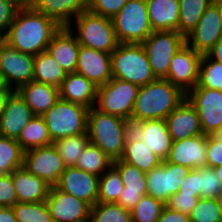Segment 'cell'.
<instances>
[{
  "label": "cell",
  "instance_id": "obj_1",
  "mask_svg": "<svg viewBox=\"0 0 222 222\" xmlns=\"http://www.w3.org/2000/svg\"><path fill=\"white\" fill-rule=\"evenodd\" d=\"M60 28L54 20L34 8L18 9L4 41L22 53L35 56L47 50Z\"/></svg>",
  "mask_w": 222,
  "mask_h": 222
},
{
  "label": "cell",
  "instance_id": "obj_2",
  "mask_svg": "<svg viewBox=\"0 0 222 222\" xmlns=\"http://www.w3.org/2000/svg\"><path fill=\"white\" fill-rule=\"evenodd\" d=\"M186 94L164 78H157L139 88L131 114V124L152 119H165Z\"/></svg>",
  "mask_w": 222,
  "mask_h": 222
},
{
  "label": "cell",
  "instance_id": "obj_3",
  "mask_svg": "<svg viewBox=\"0 0 222 222\" xmlns=\"http://www.w3.org/2000/svg\"><path fill=\"white\" fill-rule=\"evenodd\" d=\"M131 130V122L124 118L104 113L95 106L88 110L87 133L90 143L97 146L112 161L121 158L127 135Z\"/></svg>",
  "mask_w": 222,
  "mask_h": 222
},
{
  "label": "cell",
  "instance_id": "obj_4",
  "mask_svg": "<svg viewBox=\"0 0 222 222\" xmlns=\"http://www.w3.org/2000/svg\"><path fill=\"white\" fill-rule=\"evenodd\" d=\"M112 78L142 87L157 78L142 43H120L111 53Z\"/></svg>",
  "mask_w": 222,
  "mask_h": 222
},
{
  "label": "cell",
  "instance_id": "obj_5",
  "mask_svg": "<svg viewBox=\"0 0 222 222\" xmlns=\"http://www.w3.org/2000/svg\"><path fill=\"white\" fill-rule=\"evenodd\" d=\"M68 28L76 36L80 45L111 54L120 44L113 21L89 10L73 19ZM75 24V25H74ZM76 27V32L74 28Z\"/></svg>",
  "mask_w": 222,
  "mask_h": 222
},
{
  "label": "cell",
  "instance_id": "obj_6",
  "mask_svg": "<svg viewBox=\"0 0 222 222\" xmlns=\"http://www.w3.org/2000/svg\"><path fill=\"white\" fill-rule=\"evenodd\" d=\"M88 110L84 105L59 99L42 115L51 140L87 133Z\"/></svg>",
  "mask_w": 222,
  "mask_h": 222
},
{
  "label": "cell",
  "instance_id": "obj_7",
  "mask_svg": "<svg viewBox=\"0 0 222 222\" xmlns=\"http://www.w3.org/2000/svg\"><path fill=\"white\" fill-rule=\"evenodd\" d=\"M112 21L120 43H143L153 32L146 0H128Z\"/></svg>",
  "mask_w": 222,
  "mask_h": 222
},
{
  "label": "cell",
  "instance_id": "obj_8",
  "mask_svg": "<svg viewBox=\"0 0 222 222\" xmlns=\"http://www.w3.org/2000/svg\"><path fill=\"white\" fill-rule=\"evenodd\" d=\"M137 85L117 78L98 87L95 107L107 114L131 121V114L138 95Z\"/></svg>",
  "mask_w": 222,
  "mask_h": 222
},
{
  "label": "cell",
  "instance_id": "obj_9",
  "mask_svg": "<svg viewBox=\"0 0 222 222\" xmlns=\"http://www.w3.org/2000/svg\"><path fill=\"white\" fill-rule=\"evenodd\" d=\"M186 43L177 31H153L142 43L156 78H165L173 56Z\"/></svg>",
  "mask_w": 222,
  "mask_h": 222
},
{
  "label": "cell",
  "instance_id": "obj_10",
  "mask_svg": "<svg viewBox=\"0 0 222 222\" xmlns=\"http://www.w3.org/2000/svg\"><path fill=\"white\" fill-rule=\"evenodd\" d=\"M222 37V0H213L193 31L186 36V43L197 53L206 55Z\"/></svg>",
  "mask_w": 222,
  "mask_h": 222
},
{
  "label": "cell",
  "instance_id": "obj_11",
  "mask_svg": "<svg viewBox=\"0 0 222 222\" xmlns=\"http://www.w3.org/2000/svg\"><path fill=\"white\" fill-rule=\"evenodd\" d=\"M190 171L189 167L162 160L160 165L146 173L147 194L166 204L172 195L178 193Z\"/></svg>",
  "mask_w": 222,
  "mask_h": 222
},
{
  "label": "cell",
  "instance_id": "obj_12",
  "mask_svg": "<svg viewBox=\"0 0 222 222\" xmlns=\"http://www.w3.org/2000/svg\"><path fill=\"white\" fill-rule=\"evenodd\" d=\"M23 167L43 179L50 188L58 184L59 177L66 169L63 159L53 144L25 151Z\"/></svg>",
  "mask_w": 222,
  "mask_h": 222
},
{
  "label": "cell",
  "instance_id": "obj_13",
  "mask_svg": "<svg viewBox=\"0 0 222 222\" xmlns=\"http://www.w3.org/2000/svg\"><path fill=\"white\" fill-rule=\"evenodd\" d=\"M186 98L198 113L204 135H212L222 128V91L195 87Z\"/></svg>",
  "mask_w": 222,
  "mask_h": 222
},
{
  "label": "cell",
  "instance_id": "obj_14",
  "mask_svg": "<svg viewBox=\"0 0 222 222\" xmlns=\"http://www.w3.org/2000/svg\"><path fill=\"white\" fill-rule=\"evenodd\" d=\"M0 72L7 85L17 90L33 80L34 56L22 53L3 41L0 45Z\"/></svg>",
  "mask_w": 222,
  "mask_h": 222
},
{
  "label": "cell",
  "instance_id": "obj_15",
  "mask_svg": "<svg viewBox=\"0 0 222 222\" xmlns=\"http://www.w3.org/2000/svg\"><path fill=\"white\" fill-rule=\"evenodd\" d=\"M201 57V54L185 43L173 56L168 74L164 79L187 94L198 84Z\"/></svg>",
  "mask_w": 222,
  "mask_h": 222
},
{
  "label": "cell",
  "instance_id": "obj_16",
  "mask_svg": "<svg viewBox=\"0 0 222 222\" xmlns=\"http://www.w3.org/2000/svg\"><path fill=\"white\" fill-rule=\"evenodd\" d=\"M45 202L55 222H89L91 205L56 187L50 188Z\"/></svg>",
  "mask_w": 222,
  "mask_h": 222
},
{
  "label": "cell",
  "instance_id": "obj_17",
  "mask_svg": "<svg viewBox=\"0 0 222 222\" xmlns=\"http://www.w3.org/2000/svg\"><path fill=\"white\" fill-rule=\"evenodd\" d=\"M55 187L91 206L98 202L99 177L75 167H66Z\"/></svg>",
  "mask_w": 222,
  "mask_h": 222
},
{
  "label": "cell",
  "instance_id": "obj_18",
  "mask_svg": "<svg viewBox=\"0 0 222 222\" xmlns=\"http://www.w3.org/2000/svg\"><path fill=\"white\" fill-rule=\"evenodd\" d=\"M75 72L100 87L112 79L111 54L80 45Z\"/></svg>",
  "mask_w": 222,
  "mask_h": 222
},
{
  "label": "cell",
  "instance_id": "obj_19",
  "mask_svg": "<svg viewBox=\"0 0 222 222\" xmlns=\"http://www.w3.org/2000/svg\"><path fill=\"white\" fill-rule=\"evenodd\" d=\"M165 160L190 169L206 167V135L201 134L173 141Z\"/></svg>",
  "mask_w": 222,
  "mask_h": 222
},
{
  "label": "cell",
  "instance_id": "obj_20",
  "mask_svg": "<svg viewBox=\"0 0 222 222\" xmlns=\"http://www.w3.org/2000/svg\"><path fill=\"white\" fill-rule=\"evenodd\" d=\"M113 166L120 173L124 185L116 203L125 209L132 210L140 199L147 195L146 173L120 159L113 161Z\"/></svg>",
  "mask_w": 222,
  "mask_h": 222
},
{
  "label": "cell",
  "instance_id": "obj_21",
  "mask_svg": "<svg viewBox=\"0 0 222 222\" xmlns=\"http://www.w3.org/2000/svg\"><path fill=\"white\" fill-rule=\"evenodd\" d=\"M34 116L25 100L15 90L0 114V136L17 140L23 128Z\"/></svg>",
  "mask_w": 222,
  "mask_h": 222
},
{
  "label": "cell",
  "instance_id": "obj_22",
  "mask_svg": "<svg viewBox=\"0 0 222 222\" xmlns=\"http://www.w3.org/2000/svg\"><path fill=\"white\" fill-rule=\"evenodd\" d=\"M165 121L172 141L203 134L198 113L187 98L165 118Z\"/></svg>",
  "mask_w": 222,
  "mask_h": 222
},
{
  "label": "cell",
  "instance_id": "obj_23",
  "mask_svg": "<svg viewBox=\"0 0 222 222\" xmlns=\"http://www.w3.org/2000/svg\"><path fill=\"white\" fill-rule=\"evenodd\" d=\"M132 131L161 160L167 158L173 141L167 129L165 119H152L132 123Z\"/></svg>",
  "mask_w": 222,
  "mask_h": 222
},
{
  "label": "cell",
  "instance_id": "obj_24",
  "mask_svg": "<svg viewBox=\"0 0 222 222\" xmlns=\"http://www.w3.org/2000/svg\"><path fill=\"white\" fill-rule=\"evenodd\" d=\"M47 50L66 73L76 71L80 44L68 27L60 28Z\"/></svg>",
  "mask_w": 222,
  "mask_h": 222
},
{
  "label": "cell",
  "instance_id": "obj_25",
  "mask_svg": "<svg viewBox=\"0 0 222 222\" xmlns=\"http://www.w3.org/2000/svg\"><path fill=\"white\" fill-rule=\"evenodd\" d=\"M16 91L38 116H42L60 99L58 87L34 80L21 85Z\"/></svg>",
  "mask_w": 222,
  "mask_h": 222
},
{
  "label": "cell",
  "instance_id": "obj_26",
  "mask_svg": "<svg viewBox=\"0 0 222 222\" xmlns=\"http://www.w3.org/2000/svg\"><path fill=\"white\" fill-rule=\"evenodd\" d=\"M97 89L90 80L76 72L67 73L59 87L60 99L92 108L96 105Z\"/></svg>",
  "mask_w": 222,
  "mask_h": 222
},
{
  "label": "cell",
  "instance_id": "obj_27",
  "mask_svg": "<svg viewBox=\"0 0 222 222\" xmlns=\"http://www.w3.org/2000/svg\"><path fill=\"white\" fill-rule=\"evenodd\" d=\"M34 9L59 26L68 27L76 16L89 9V0H38Z\"/></svg>",
  "mask_w": 222,
  "mask_h": 222
},
{
  "label": "cell",
  "instance_id": "obj_28",
  "mask_svg": "<svg viewBox=\"0 0 222 222\" xmlns=\"http://www.w3.org/2000/svg\"><path fill=\"white\" fill-rule=\"evenodd\" d=\"M11 177L16 189L17 202L33 203L47 199L50 187L43 179L31 174L24 167L15 169Z\"/></svg>",
  "mask_w": 222,
  "mask_h": 222
},
{
  "label": "cell",
  "instance_id": "obj_29",
  "mask_svg": "<svg viewBox=\"0 0 222 222\" xmlns=\"http://www.w3.org/2000/svg\"><path fill=\"white\" fill-rule=\"evenodd\" d=\"M153 31H177L179 27L178 0H146Z\"/></svg>",
  "mask_w": 222,
  "mask_h": 222
},
{
  "label": "cell",
  "instance_id": "obj_30",
  "mask_svg": "<svg viewBox=\"0 0 222 222\" xmlns=\"http://www.w3.org/2000/svg\"><path fill=\"white\" fill-rule=\"evenodd\" d=\"M120 160L147 173L161 164L162 160L132 130L128 133Z\"/></svg>",
  "mask_w": 222,
  "mask_h": 222
},
{
  "label": "cell",
  "instance_id": "obj_31",
  "mask_svg": "<svg viewBox=\"0 0 222 222\" xmlns=\"http://www.w3.org/2000/svg\"><path fill=\"white\" fill-rule=\"evenodd\" d=\"M67 73L54 60L48 50L34 56L33 80L60 87Z\"/></svg>",
  "mask_w": 222,
  "mask_h": 222
},
{
  "label": "cell",
  "instance_id": "obj_32",
  "mask_svg": "<svg viewBox=\"0 0 222 222\" xmlns=\"http://www.w3.org/2000/svg\"><path fill=\"white\" fill-rule=\"evenodd\" d=\"M17 142L24 152L53 144L43 117L35 115L23 128Z\"/></svg>",
  "mask_w": 222,
  "mask_h": 222
},
{
  "label": "cell",
  "instance_id": "obj_33",
  "mask_svg": "<svg viewBox=\"0 0 222 222\" xmlns=\"http://www.w3.org/2000/svg\"><path fill=\"white\" fill-rule=\"evenodd\" d=\"M179 27L178 33L188 36L196 27L205 10L213 0H178Z\"/></svg>",
  "mask_w": 222,
  "mask_h": 222
},
{
  "label": "cell",
  "instance_id": "obj_34",
  "mask_svg": "<svg viewBox=\"0 0 222 222\" xmlns=\"http://www.w3.org/2000/svg\"><path fill=\"white\" fill-rule=\"evenodd\" d=\"M112 165L113 161L97 146L89 142L74 167L100 177Z\"/></svg>",
  "mask_w": 222,
  "mask_h": 222
},
{
  "label": "cell",
  "instance_id": "obj_35",
  "mask_svg": "<svg viewBox=\"0 0 222 222\" xmlns=\"http://www.w3.org/2000/svg\"><path fill=\"white\" fill-rule=\"evenodd\" d=\"M89 142L88 133H82L57 139L53 142V145L57 149L59 156L63 159L65 166L74 167L78 161V157Z\"/></svg>",
  "mask_w": 222,
  "mask_h": 222
},
{
  "label": "cell",
  "instance_id": "obj_36",
  "mask_svg": "<svg viewBox=\"0 0 222 222\" xmlns=\"http://www.w3.org/2000/svg\"><path fill=\"white\" fill-rule=\"evenodd\" d=\"M24 151L16 139L0 136V175L23 167Z\"/></svg>",
  "mask_w": 222,
  "mask_h": 222
},
{
  "label": "cell",
  "instance_id": "obj_37",
  "mask_svg": "<svg viewBox=\"0 0 222 222\" xmlns=\"http://www.w3.org/2000/svg\"><path fill=\"white\" fill-rule=\"evenodd\" d=\"M124 189L118 170L112 165L99 177L98 202L116 203Z\"/></svg>",
  "mask_w": 222,
  "mask_h": 222
},
{
  "label": "cell",
  "instance_id": "obj_38",
  "mask_svg": "<svg viewBox=\"0 0 222 222\" xmlns=\"http://www.w3.org/2000/svg\"><path fill=\"white\" fill-rule=\"evenodd\" d=\"M89 222H132L131 211L117 203L97 202L91 206Z\"/></svg>",
  "mask_w": 222,
  "mask_h": 222
},
{
  "label": "cell",
  "instance_id": "obj_39",
  "mask_svg": "<svg viewBox=\"0 0 222 222\" xmlns=\"http://www.w3.org/2000/svg\"><path fill=\"white\" fill-rule=\"evenodd\" d=\"M195 87L222 91V63L202 55L199 65V80Z\"/></svg>",
  "mask_w": 222,
  "mask_h": 222
},
{
  "label": "cell",
  "instance_id": "obj_40",
  "mask_svg": "<svg viewBox=\"0 0 222 222\" xmlns=\"http://www.w3.org/2000/svg\"><path fill=\"white\" fill-rule=\"evenodd\" d=\"M12 208L17 222L53 221L45 201L33 203L17 202Z\"/></svg>",
  "mask_w": 222,
  "mask_h": 222
},
{
  "label": "cell",
  "instance_id": "obj_41",
  "mask_svg": "<svg viewBox=\"0 0 222 222\" xmlns=\"http://www.w3.org/2000/svg\"><path fill=\"white\" fill-rule=\"evenodd\" d=\"M165 203L150 195H144L135 207L130 210L132 222H157Z\"/></svg>",
  "mask_w": 222,
  "mask_h": 222
},
{
  "label": "cell",
  "instance_id": "obj_42",
  "mask_svg": "<svg viewBox=\"0 0 222 222\" xmlns=\"http://www.w3.org/2000/svg\"><path fill=\"white\" fill-rule=\"evenodd\" d=\"M189 218L191 222H222L217 199L199 198Z\"/></svg>",
  "mask_w": 222,
  "mask_h": 222
},
{
  "label": "cell",
  "instance_id": "obj_43",
  "mask_svg": "<svg viewBox=\"0 0 222 222\" xmlns=\"http://www.w3.org/2000/svg\"><path fill=\"white\" fill-rule=\"evenodd\" d=\"M222 194V183L214 168H199V196L201 198L217 199Z\"/></svg>",
  "mask_w": 222,
  "mask_h": 222
},
{
  "label": "cell",
  "instance_id": "obj_44",
  "mask_svg": "<svg viewBox=\"0 0 222 222\" xmlns=\"http://www.w3.org/2000/svg\"><path fill=\"white\" fill-rule=\"evenodd\" d=\"M128 0H89V11L113 19Z\"/></svg>",
  "mask_w": 222,
  "mask_h": 222
},
{
  "label": "cell",
  "instance_id": "obj_45",
  "mask_svg": "<svg viewBox=\"0 0 222 222\" xmlns=\"http://www.w3.org/2000/svg\"><path fill=\"white\" fill-rule=\"evenodd\" d=\"M16 203V189L11 174L0 175V207H13Z\"/></svg>",
  "mask_w": 222,
  "mask_h": 222
},
{
  "label": "cell",
  "instance_id": "obj_46",
  "mask_svg": "<svg viewBox=\"0 0 222 222\" xmlns=\"http://www.w3.org/2000/svg\"><path fill=\"white\" fill-rule=\"evenodd\" d=\"M199 198L201 197H193L191 195L177 193L172 195L165 205L172 210L189 215Z\"/></svg>",
  "mask_w": 222,
  "mask_h": 222
},
{
  "label": "cell",
  "instance_id": "obj_47",
  "mask_svg": "<svg viewBox=\"0 0 222 222\" xmlns=\"http://www.w3.org/2000/svg\"><path fill=\"white\" fill-rule=\"evenodd\" d=\"M19 8L9 0H0V34L4 37Z\"/></svg>",
  "mask_w": 222,
  "mask_h": 222
},
{
  "label": "cell",
  "instance_id": "obj_48",
  "mask_svg": "<svg viewBox=\"0 0 222 222\" xmlns=\"http://www.w3.org/2000/svg\"><path fill=\"white\" fill-rule=\"evenodd\" d=\"M206 167L214 168L222 165V144L211 135L206 136Z\"/></svg>",
  "mask_w": 222,
  "mask_h": 222
},
{
  "label": "cell",
  "instance_id": "obj_49",
  "mask_svg": "<svg viewBox=\"0 0 222 222\" xmlns=\"http://www.w3.org/2000/svg\"><path fill=\"white\" fill-rule=\"evenodd\" d=\"M178 193L187 194L193 197L199 196V168L191 169L185 180L182 182Z\"/></svg>",
  "mask_w": 222,
  "mask_h": 222
},
{
  "label": "cell",
  "instance_id": "obj_50",
  "mask_svg": "<svg viewBox=\"0 0 222 222\" xmlns=\"http://www.w3.org/2000/svg\"><path fill=\"white\" fill-rule=\"evenodd\" d=\"M157 222H191V220L189 215L172 210L165 205Z\"/></svg>",
  "mask_w": 222,
  "mask_h": 222
},
{
  "label": "cell",
  "instance_id": "obj_51",
  "mask_svg": "<svg viewBox=\"0 0 222 222\" xmlns=\"http://www.w3.org/2000/svg\"><path fill=\"white\" fill-rule=\"evenodd\" d=\"M0 222H17L12 207H0Z\"/></svg>",
  "mask_w": 222,
  "mask_h": 222
},
{
  "label": "cell",
  "instance_id": "obj_52",
  "mask_svg": "<svg viewBox=\"0 0 222 222\" xmlns=\"http://www.w3.org/2000/svg\"><path fill=\"white\" fill-rule=\"evenodd\" d=\"M207 55L213 60L222 63V37L216 42L215 46Z\"/></svg>",
  "mask_w": 222,
  "mask_h": 222
},
{
  "label": "cell",
  "instance_id": "obj_53",
  "mask_svg": "<svg viewBox=\"0 0 222 222\" xmlns=\"http://www.w3.org/2000/svg\"><path fill=\"white\" fill-rule=\"evenodd\" d=\"M15 91L12 87H3L0 89V114L2 113L8 98Z\"/></svg>",
  "mask_w": 222,
  "mask_h": 222
},
{
  "label": "cell",
  "instance_id": "obj_54",
  "mask_svg": "<svg viewBox=\"0 0 222 222\" xmlns=\"http://www.w3.org/2000/svg\"><path fill=\"white\" fill-rule=\"evenodd\" d=\"M19 9L34 8L38 0H9Z\"/></svg>",
  "mask_w": 222,
  "mask_h": 222
},
{
  "label": "cell",
  "instance_id": "obj_55",
  "mask_svg": "<svg viewBox=\"0 0 222 222\" xmlns=\"http://www.w3.org/2000/svg\"><path fill=\"white\" fill-rule=\"evenodd\" d=\"M216 141L222 144V128L211 135Z\"/></svg>",
  "mask_w": 222,
  "mask_h": 222
},
{
  "label": "cell",
  "instance_id": "obj_56",
  "mask_svg": "<svg viewBox=\"0 0 222 222\" xmlns=\"http://www.w3.org/2000/svg\"><path fill=\"white\" fill-rule=\"evenodd\" d=\"M214 170H215V173H216L218 179L222 183V165L214 167Z\"/></svg>",
  "mask_w": 222,
  "mask_h": 222
},
{
  "label": "cell",
  "instance_id": "obj_57",
  "mask_svg": "<svg viewBox=\"0 0 222 222\" xmlns=\"http://www.w3.org/2000/svg\"><path fill=\"white\" fill-rule=\"evenodd\" d=\"M3 87H10V86L7 85V83H6L5 79H4V76L0 72V89L3 88Z\"/></svg>",
  "mask_w": 222,
  "mask_h": 222
},
{
  "label": "cell",
  "instance_id": "obj_58",
  "mask_svg": "<svg viewBox=\"0 0 222 222\" xmlns=\"http://www.w3.org/2000/svg\"><path fill=\"white\" fill-rule=\"evenodd\" d=\"M217 203H218L220 213H221V216H222V194L217 198Z\"/></svg>",
  "mask_w": 222,
  "mask_h": 222
},
{
  "label": "cell",
  "instance_id": "obj_59",
  "mask_svg": "<svg viewBox=\"0 0 222 222\" xmlns=\"http://www.w3.org/2000/svg\"><path fill=\"white\" fill-rule=\"evenodd\" d=\"M4 41V37L0 34V45Z\"/></svg>",
  "mask_w": 222,
  "mask_h": 222
}]
</instances>
